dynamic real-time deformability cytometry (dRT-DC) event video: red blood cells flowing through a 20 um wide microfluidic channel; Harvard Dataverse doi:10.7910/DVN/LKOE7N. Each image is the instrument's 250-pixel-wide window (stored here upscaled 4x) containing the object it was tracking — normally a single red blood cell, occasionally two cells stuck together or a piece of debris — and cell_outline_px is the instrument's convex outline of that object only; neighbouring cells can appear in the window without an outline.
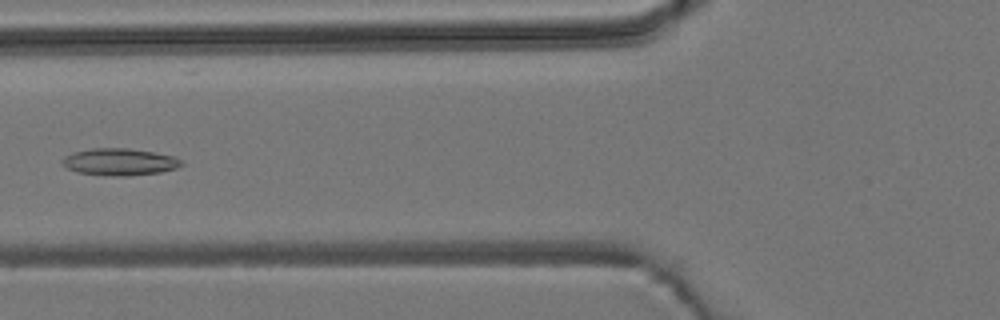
{"species": "common noctule bat (a hibernating species)", "species_latin": "Nyctalus noctula", "temperature_condition": "room temperature", "stored_images_in_passage": 4, "camera_frame_rate_fps": 3000, "um_per_image_px": 0.085, "animal": {"sex": "male", "body_mass_g": 19.2, "forearm_length_mm": 51.8}, "frame": {"image": 1, "passage_image": 3, "time_ms": 3.333, "image_size_px": [1000, 320], "cell_outline_px": [[184, 164], [176, 168], [160, 172], [128, 176], [112, 176], [76, 172], [64, 168], [60, 160], [64, 156], [72, 152], [92, 148], [128, 148], [176, 156]], "centroid_in_image_um": [10.11, 13.76], "position_along_channel_um": 115.7, "area_um2": 18.96}}
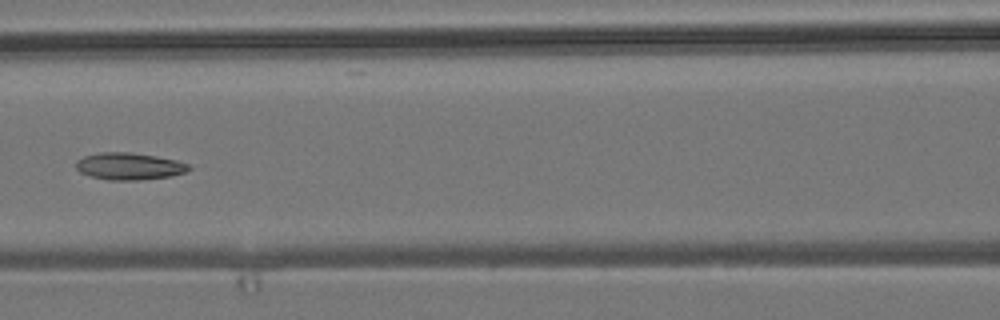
{"frame": {"image": 2, "passage_image": 4, "time_ms": 4.333, "image_size_px": [1000, 320], "cell_outline_px": [[192, 168], [188, 172], [172, 176], [140, 180], [108, 180], [92, 176], [80, 172], [76, 168], [76, 160], [84, 156], [100, 152], [132, 152], [156, 156], [176, 160], [188, 164]], "centroid_in_image_um": [11.01, 14.13], "position_along_channel_um": 155.6, "area_um2": 17.92}}